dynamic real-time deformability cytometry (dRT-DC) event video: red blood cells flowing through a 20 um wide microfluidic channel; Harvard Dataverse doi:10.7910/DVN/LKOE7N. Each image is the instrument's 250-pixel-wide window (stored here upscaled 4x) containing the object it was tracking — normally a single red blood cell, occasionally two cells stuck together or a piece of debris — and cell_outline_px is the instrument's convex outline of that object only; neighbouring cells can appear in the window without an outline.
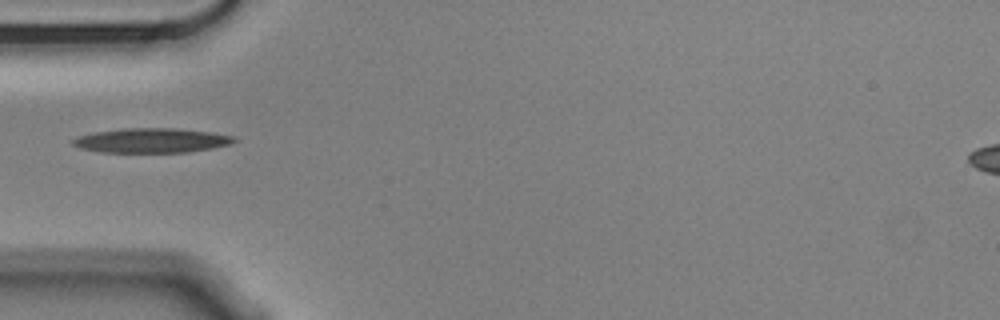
{"species": "Egyptian fruit bat (a non-hibernating species)", "species_latin": "Rousettus aegyptiacus", "temperature_condition": "cold", "stored_images_in_passage": 17, "camera_frame_rate_fps": 3000, "um_per_image_px": 0.085, "animal": {"sex": "male"}, "frame": {"image": 1, "passage_image": 1, "time_ms": 0.0, "image_size_px": [1000, 320], "cell_outline_px": [[236, 140], [228, 144], [212, 148], [188, 152], [100, 152], [80, 148], [72, 144], [72, 140], [76, 136], [96, 132], [124, 128], [176, 128], [208, 132], [236, 136]], "centroid_in_image_um": [12.85, 11.94], "position_along_channel_um": 72.1, "area_um2": 22.95}}